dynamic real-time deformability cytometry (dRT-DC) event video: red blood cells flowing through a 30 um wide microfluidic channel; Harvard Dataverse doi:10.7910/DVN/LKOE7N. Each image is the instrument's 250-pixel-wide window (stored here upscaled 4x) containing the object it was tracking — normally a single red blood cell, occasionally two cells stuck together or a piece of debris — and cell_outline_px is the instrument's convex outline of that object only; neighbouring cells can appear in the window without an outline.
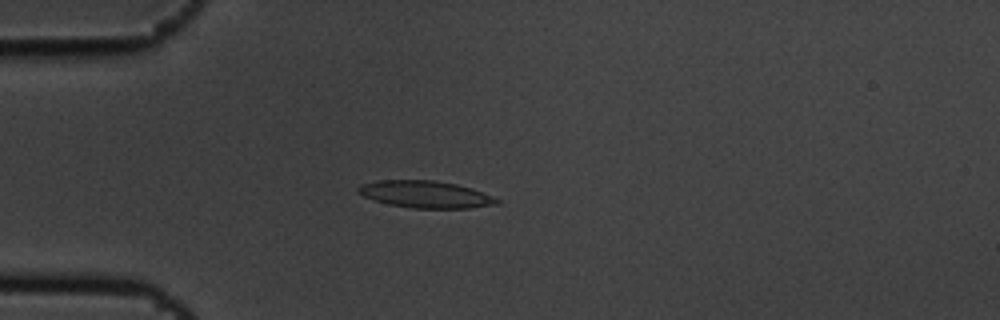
{"species": "common noctule bat (a hibernating species)", "species_latin": "Nyctalus noctula", "temperature_condition": "cold", "stored_images_in_passage": 5, "camera_frame_rate_fps": 3000, "um_per_image_px": 0.085, "animal": {"sex": "male", "body_mass_g": 19.5, "forearm_length_mm": 54.6}, "frame": {"image": 1, "passage_image": 5, "time_ms": 1.333, "image_size_px": [1000, 320], "cell_outline_px": [[500, 204], [468, 208], [412, 208], [388, 204], [364, 196], [356, 192], [356, 188], [360, 184], [376, 180], [432, 180], [456, 184], [472, 188], [492, 196], [500, 200]], "centroid_in_image_um": [36.15, 16.51], "position_along_channel_um": 48.9, "area_um2": 21.91}}